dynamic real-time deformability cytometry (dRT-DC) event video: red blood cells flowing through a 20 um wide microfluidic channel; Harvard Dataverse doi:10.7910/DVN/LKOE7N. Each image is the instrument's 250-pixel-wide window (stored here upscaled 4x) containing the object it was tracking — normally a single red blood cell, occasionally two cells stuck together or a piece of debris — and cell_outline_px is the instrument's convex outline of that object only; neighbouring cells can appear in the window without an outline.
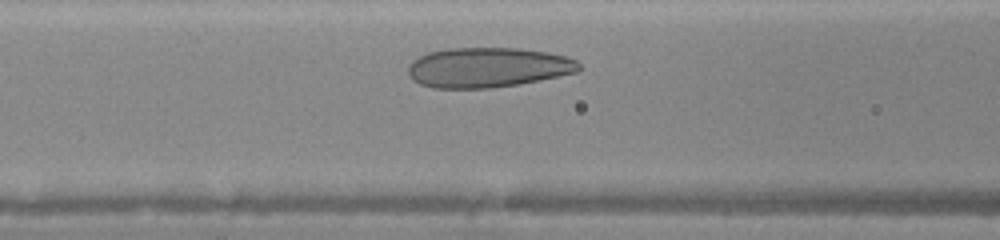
{"species": "human", "species_latin": "Homo sapiens", "temperature_condition": "warm", "stored_images_in_passage": 24, "camera_frame_rate_fps": 3000, "um_per_image_px": 0.085, "donor": {"sex": "female"}, "frame": {"image": 1, "passage_image": 6, "time_ms": 1.667, "image_size_px": [1000, 240], "cell_outline_px": [[580, 68], [576, 72], [516, 84], [488, 88], [432, 88], [420, 84], [412, 80], [408, 72], [408, 64], [412, 60], [428, 52], [448, 48], [520, 48], [548, 52], [564, 56], [576, 60], [580, 64]], "centroid_in_image_um": [41.4, 5.72], "position_along_channel_um": 125.2, "area_um2": 39.59}}
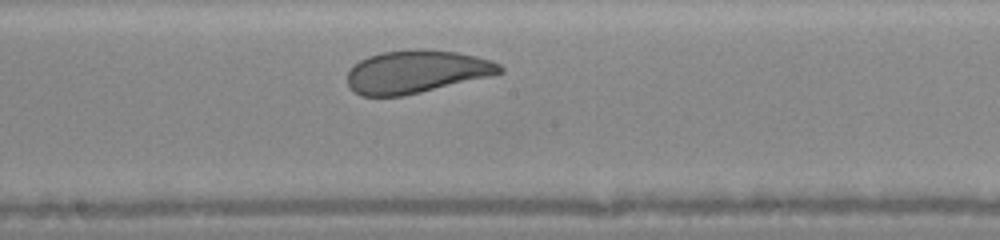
{"frame": {"image": 2, "passage_image": 12, "time_ms": 3.667, "image_size_px": [1000, 240], "cell_outline_px": [[504, 72], [492, 76], [404, 96], [360, 96], [348, 84], [348, 72], [360, 60], [368, 56], [384, 52], [412, 48], [424, 48], [456, 52], [476, 56], [492, 60], [500, 64], [504, 68]], "centroid_in_image_um": [35.45, 6.08], "position_along_channel_um": 212.8, "area_um2": 38.26}}
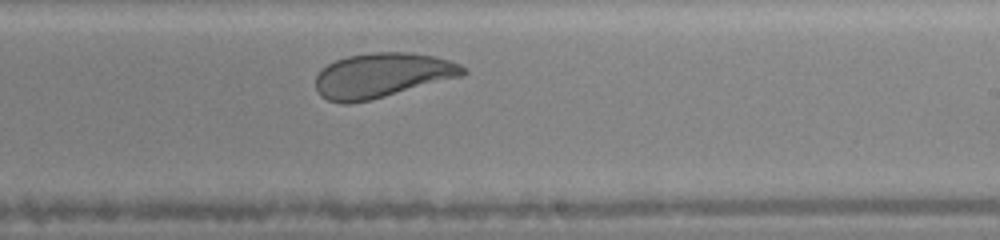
{"frame": {"image": 3, "passage_image": 15, "time_ms": 4.667, "image_size_px": [1000, 240], "cell_outline_px": [[468, 72], [464, 76], [372, 100], [348, 104], [340, 104], [328, 100], [320, 96], [316, 88], [316, 76], [328, 64], [336, 60], [348, 56], [376, 52], [408, 52], [436, 56], [460, 64]], "centroid_in_image_um": [32.51, 6.42], "position_along_channel_um": 256.5, "area_um2": 38.61}}